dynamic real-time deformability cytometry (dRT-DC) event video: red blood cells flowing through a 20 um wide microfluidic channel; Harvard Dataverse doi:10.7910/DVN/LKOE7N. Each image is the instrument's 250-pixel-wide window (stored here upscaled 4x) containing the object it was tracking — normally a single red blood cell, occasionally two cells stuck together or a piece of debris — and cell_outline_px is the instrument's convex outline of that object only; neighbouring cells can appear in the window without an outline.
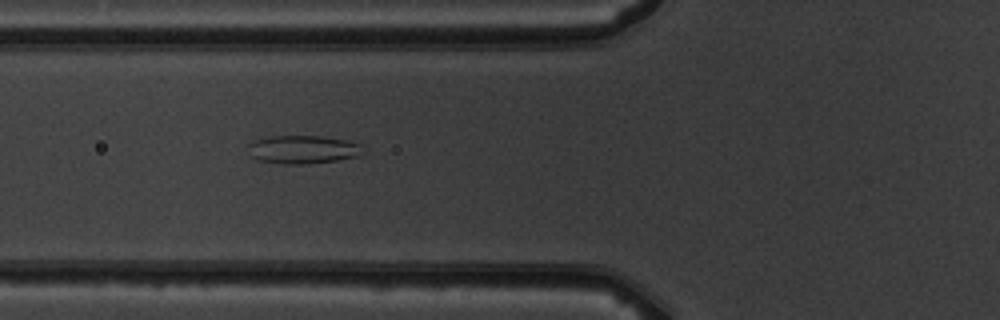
{"species": "common noctule bat (a hibernating species)", "species_latin": "Nyctalus noctula", "temperature_condition": "warm", "stored_images_in_passage": 6, "camera_frame_rate_fps": 3000, "um_per_image_px": 0.085, "animal": {"sex": "male", "body_mass_g": 19.5, "forearm_length_mm": 54.6}, "frame": {"image": 1, "passage_image": 6, "time_ms": 7.333, "image_size_px": [1000, 320], "cell_outline_px": [[364, 152], [360, 156], [336, 160], [308, 164], [284, 164], [256, 160], [248, 156], [248, 144], [252, 140], [268, 136], [320, 136], [348, 140], [360, 144]], "centroid_in_image_um": [25.7, 12.71], "position_along_channel_um": 100.1, "area_um2": 19.31}}